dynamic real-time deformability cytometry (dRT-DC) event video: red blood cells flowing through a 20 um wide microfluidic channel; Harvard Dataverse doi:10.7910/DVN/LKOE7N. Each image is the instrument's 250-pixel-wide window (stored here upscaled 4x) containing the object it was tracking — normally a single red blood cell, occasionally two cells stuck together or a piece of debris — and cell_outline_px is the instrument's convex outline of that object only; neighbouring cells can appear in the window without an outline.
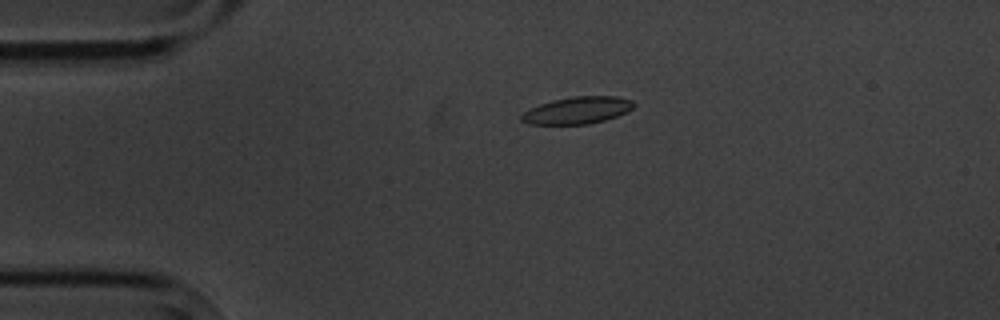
{"species": "common noctule bat (a hibernating species)", "species_latin": "Nyctalus noctula", "temperature_condition": "cold", "stored_images_in_passage": 2, "camera_frame_rate_fps": 3000, "um_per_image_px": 0.085, "animal": {"sex": "male", "body_mass_g": 20.1, "forearm_length_mm": 53.5}, "frame": {"image": 1, "passage_image": 1, "time_ms": 0.0, "image_size_px": [1000, 320], "cell_outline_px": [[636, 104], [632, 108], [616, 116], [604, 120], [588, 124], [528, 124], [520, 120], [520, 116], [524, 112], [540, 104], [552, 100], [572, 96], [616, 96], [632, 100]], "centroid_in_image_um": [49.06, 9.37], "position_along_channel_um": 35.9, "area_um2": 17.57}}